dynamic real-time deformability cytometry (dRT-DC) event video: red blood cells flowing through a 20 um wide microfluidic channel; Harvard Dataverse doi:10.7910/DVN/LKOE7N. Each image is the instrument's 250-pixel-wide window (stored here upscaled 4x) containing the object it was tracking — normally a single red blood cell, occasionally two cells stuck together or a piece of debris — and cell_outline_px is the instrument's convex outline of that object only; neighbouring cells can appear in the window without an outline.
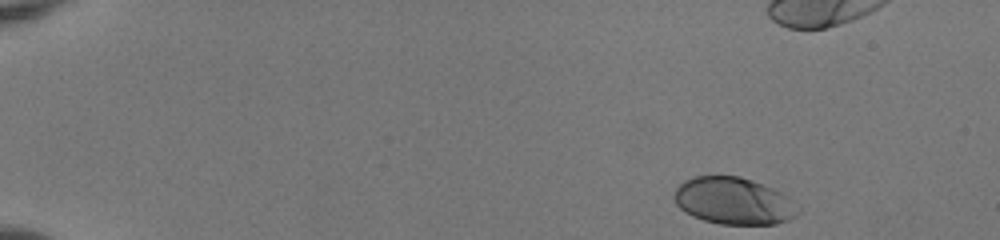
{"species": "human", "species_latin": "Homo sapiens", "temperature_condition": "room temperature", "stored_images_in_passage": 39, "camera_frame_rate_fps": 3000, "um_per_image_px": 0.085, "donor": {"sex": "female"}, "frame": {"image": 1, "passage_image": 1, "time_ms": 0.0, "image_size_px": [1000, 240], "cell_outline_px": [[800, 212], [796, 216], [788, 220], [776, 224], [720, 224], [704, 220], [692, 216], [684, 212], [676, 204], [672, 196], [676, 188], [684, 180], [692, 176], [740, 176], [752, 180], [772, 188], [788, 196], [800, 204]], "centroid_in_image_um": [62.38, 17.08], "position_along_channel_um": 22.6, "area_um2": 34.33}}
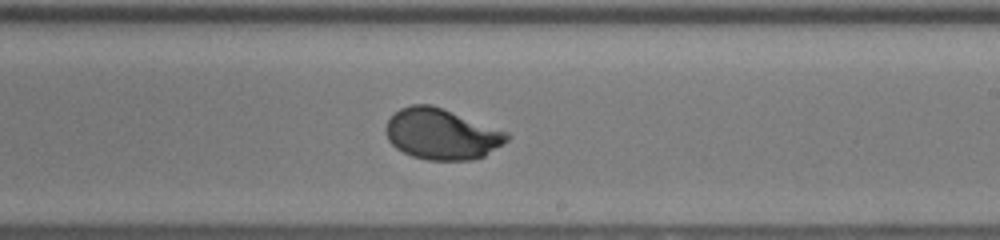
{"frame": {"image": 2, "passage_image": 28, "time_ms": 9.0, "image_size_px": [1000, 240], "cell_outline_px": [[512, 136], [508, 140], [484, 156], [472, 160], [428, 160], [412, 156], [396, 148], [388, 140], [384, 128], [388, 120], [400, 108], [412, 104], [432, 104], [508, 132]], "centroid_in_image_um": [37.53, 11.39], "position_along_channel_um": 251.5, "area_um2": 35.89}}
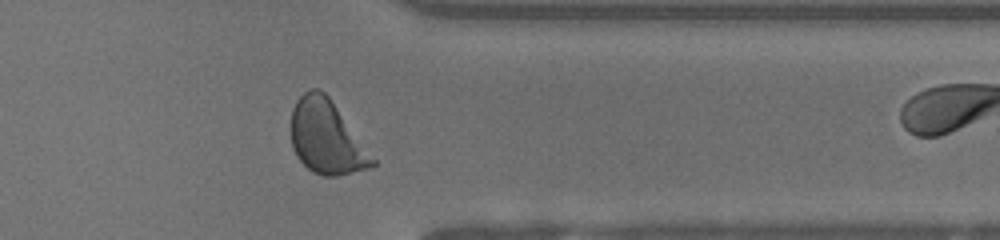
{"frame": {"image": 3, "passage_image": 38, "time_ms": 12.333, "image_size_px": [1000, 240], "cell_outline_px": [[376, 164], [368, 168], [336, 176], [324, 176], [312, 172], [296, 156], [292, 148], [292, 108], [296, 100], [304, 92], [312, 88], [320, 88], [328, 96], [376, 160]], "centroid_in_image_um": [27.73, 11.67], "position_along_channel_um": 383.7, "area_um2": 34.51}}